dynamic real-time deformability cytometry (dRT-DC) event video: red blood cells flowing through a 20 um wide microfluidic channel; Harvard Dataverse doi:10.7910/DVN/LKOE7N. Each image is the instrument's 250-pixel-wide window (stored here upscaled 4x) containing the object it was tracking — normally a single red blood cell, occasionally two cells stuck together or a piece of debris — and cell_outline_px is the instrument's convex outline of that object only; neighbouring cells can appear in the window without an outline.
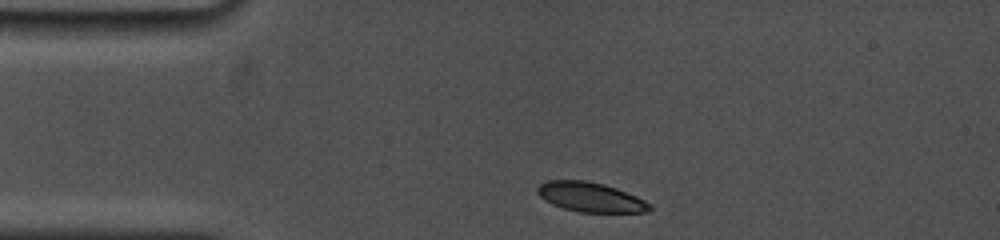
{"species": "common noctule bat (a hibernating species)", "species_latin": "Nyctalus noctula", "temperature_condition": "cold", "stored_images_in_passage": 35, "camera_frame_rate_fps": 5000, "um_per_image_px": 0.085, "animal": {"sex": "female", "body_mass_g": 19.0, "forearm_length_mm": 53.3}, "frame": {"image": 1, "passage_image": 1, "time_ms": 0.0, "image_size_px": [1000, 240], "cell_outline_px": [[652, 208], [648, 212], [580, 212], [564, 208], [552, 204], [544, 200], [536, 192], [536, 188], [540, 184], [548, 180], [588, 180], [604, 184], [616, 188], [636, 196], [652, 204]], "centroid_in_image_um": [50.18, 16.75], "position_along_channel_um": 34.8, "area_um2": 19.42}}
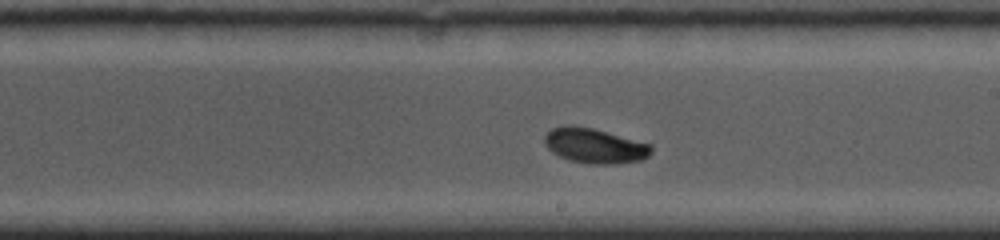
{"frame": {"image": 2, "passage_image": 19, "time_ms": 6.4, "image_size_px": [1000, 240], "cell_outline_px": [[652, 152], [648, 156], [640, 160], [616, 164], [588, 164], [568, 160], [552, 152], [544, 144], [544, 136], [552, 128], [564, 124], [572, 124], [592, 128], [652, 144]], "centroid_in_image_um": [50.53, 12.38], "position_along_channel_um": 238.5, "area_um2": 21.96}}
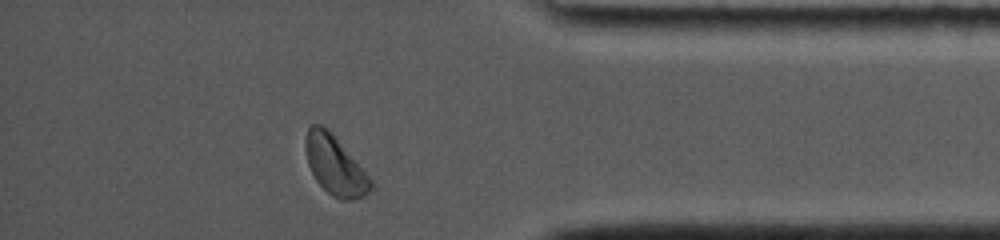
{"frame": {"image": 3, "passage_image": 33, "time_ms": 11.2, "image_size_px": [1000, 240], "cell_outline_px": [[376, 184], [364, 196], [352, 200], [340, 200], [332, 196], [316, 180], [308, 164], [304, 148], [304, 140], [308, 128], [312, 124], [320, 124], [328, 128], [332, 132]], "centroid_in_image_um": [28.48, 14.04], "position_along_channel_um": 406.7, "area_um2": 22.66}, "authors_computed_cell_mechanics": {"area_um2": 21.7328, "velocity_mm_per_s": 3.7209, "shape_relaxation_time_tau1_ms": 2.8852, "shape_relaxation_time_tau2_ms": null, "deformation_change_tau1": 0.1262, "deformation_change_tau2": null}}